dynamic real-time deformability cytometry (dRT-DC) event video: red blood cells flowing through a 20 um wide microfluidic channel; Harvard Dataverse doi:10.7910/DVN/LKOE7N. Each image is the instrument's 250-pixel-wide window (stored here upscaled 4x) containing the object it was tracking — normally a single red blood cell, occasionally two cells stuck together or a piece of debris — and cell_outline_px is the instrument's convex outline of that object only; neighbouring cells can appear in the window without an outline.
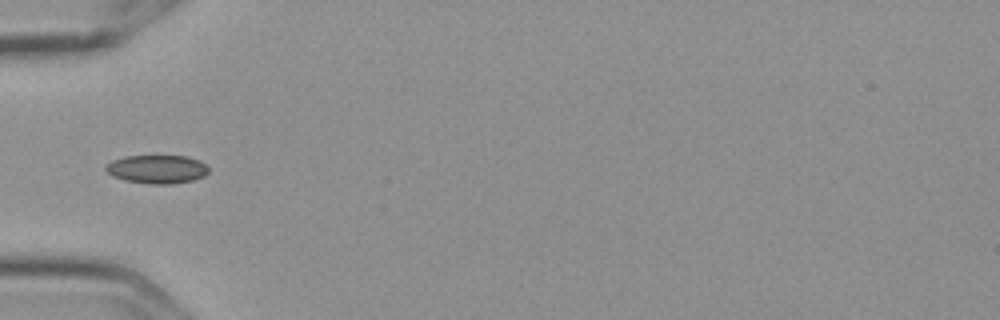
{"species": "Egyptian fruit bat (a non-hibernating species)", "species_latin": "Rousettus aegyptiacus", "temperature_condition": "cold", "stored_images_in_passage": 7, "segment_of_instrument_passage": [2, 2], "camera_frame_rate_fps": 3000, "um_per_image_px": 0.085, "frame": {"image": 1, "passage_image": 5, "time_ms": 1.333, "image_size_px": [1000, 320], "cell_outline_px": [[208, 172], [204, 176], [192, 180], [172, 184], [148, 184], [124, 180], [112, 176], [104, 168], [112, 160], [124, 156], [184, 156], [200, 160], [208, 168]], "centroid_in_image_um": [13.33, 14.38], "position_along_channel_um": 71.7, "area_um2": 17.05}}
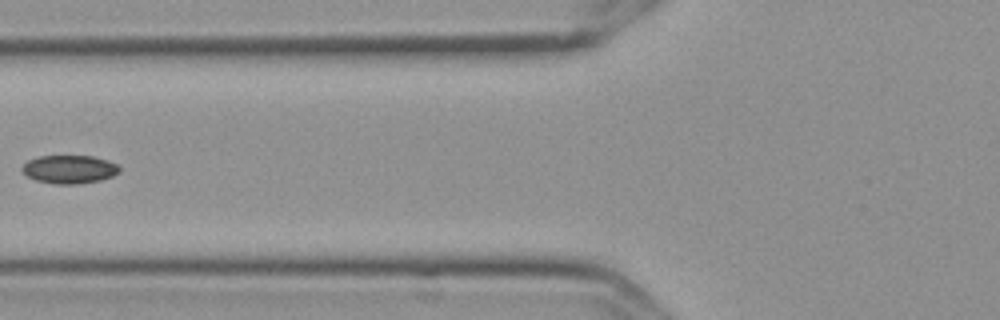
{"frame": {"image": 2, "passage_image": 6, "time_ms": 1.667, "image_size_px": [1000, 320], "cell_outline_px": [[120, 172], [112, 176], [100, 180], [76, 184], [52, 184], [36, 180], [28, 176], [20, 168], [28, 160], [40, 156], [92, 156], [108, 160], [116, 164], [120, 168]], "centroid_in_image_um": [5.9, 14.39], "position_along_channel_um": 119.9, "area_um2": 16.01}}
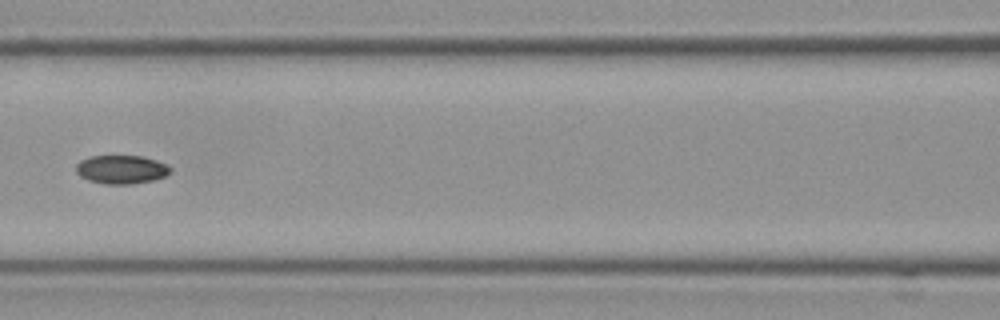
{"frame": {"image": 3, "passage_image": 7, "time_ms": 2.0, "image_size_px": [1000, 320], "cell_outline_px": [[172, 172], [168, 176], [152, 180], [132, 184], [104, 184], [88, 180], [80, 176], [76, 172], [76, 164], [80, 160], [92, 156], [144, 156], [168, 164], [172, 168]], "centroid_in_image_um": [10.36, 14.4], "position_along_channel_um": 156.2, "area_um2": 15.95}}